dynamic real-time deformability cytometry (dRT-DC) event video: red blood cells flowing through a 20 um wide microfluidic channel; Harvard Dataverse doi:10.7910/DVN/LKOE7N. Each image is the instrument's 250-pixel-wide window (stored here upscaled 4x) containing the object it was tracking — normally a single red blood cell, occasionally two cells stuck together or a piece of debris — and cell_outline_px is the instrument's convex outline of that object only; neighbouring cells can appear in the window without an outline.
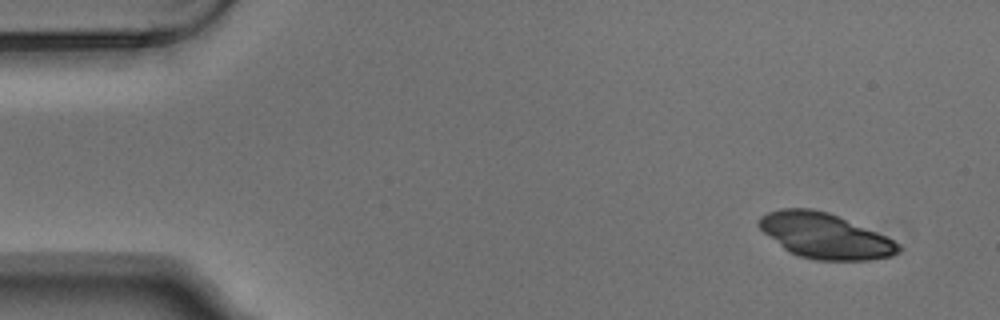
{"species": "Egyptian fruit bat (a non-hibernating species)", "species_latin": "Rousettus aegyptiacus", "temperature_condition": "warm", "stored_images_in_passage": 5, "camera_frame_rate_fps": 3000, "um_per_image_px": 0.085, "animal": {"sex": "male"}, "frame": {"image": 1, "passage_image": 1, "time_ms": 0.0, "image_size_px": [1000, 320], "cell_outline_px": [[900, 252], [892, 256], [868, 260], [816, 260], [800, 256], [784, 248], [764, 232], [756, 224], [760, 216], [768, 212], [780, 208], [812, 208], [828, 212], [876, 232], [900, 244]], "centroid_in_image_um": [70.1, 20.04], "position_along_channel_um": 14.9, "area_um2": 36.36}}